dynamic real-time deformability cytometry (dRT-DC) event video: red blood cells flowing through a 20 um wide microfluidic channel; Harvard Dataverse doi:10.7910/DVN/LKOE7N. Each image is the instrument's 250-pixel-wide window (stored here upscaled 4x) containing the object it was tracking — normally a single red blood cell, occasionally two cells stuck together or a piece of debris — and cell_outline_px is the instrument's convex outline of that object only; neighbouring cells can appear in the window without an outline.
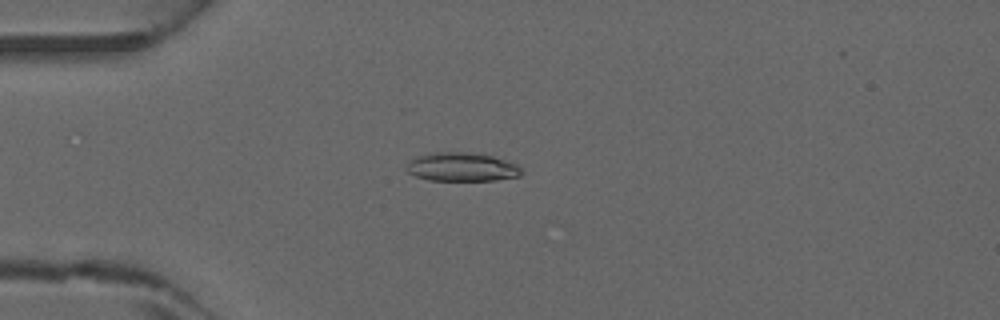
{"species": "common noctule bat (a hibernating species)", "species_latin": "Nyctalus noctula", "temperature_condition": "warm", "stored_images_in_passage": 4, "camera_frame_rate_fps": 3000, "um_per_image_px": 0.085, "animal": {"sex": "male", "forearm_length_mm": 52.5}, "frame": {"image": 1, "passage_image": 3, "time_ms": 0.667, "image_size_px": [1000, 320], "cell_outline_px": [[524, 172], [520, 176], [496, 180], [428, 180], [416, 176], [408, 172], [408, 164], [416, 156], [432, 152], [484, 152], [516, 164]], "centroid_in_image_um": [39.31, 14.17], "position_along_channel_um": 45.7, "area_um2": 19.42}}